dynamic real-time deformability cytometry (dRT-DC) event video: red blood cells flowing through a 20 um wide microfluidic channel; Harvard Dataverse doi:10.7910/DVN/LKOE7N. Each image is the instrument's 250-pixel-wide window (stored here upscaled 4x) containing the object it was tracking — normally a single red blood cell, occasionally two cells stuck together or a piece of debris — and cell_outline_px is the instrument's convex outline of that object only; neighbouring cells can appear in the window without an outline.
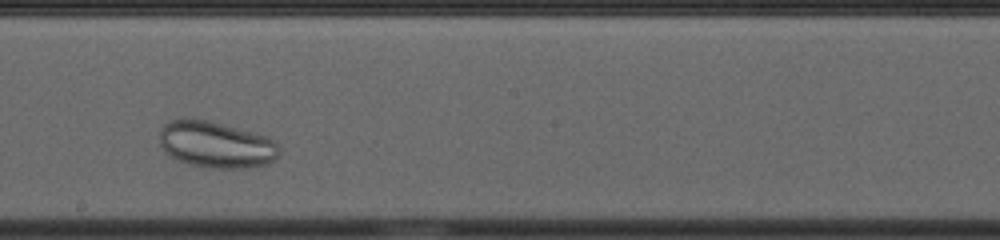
{"species": "common noctule bat (a hibernating species)", "species_latin": "Nyctalus noctula", "temperature_condition": "cold", "stored_images_in_passage": 31, "camera_frame_rate_fps": 3000, "um_per_image_px": 0.085, "animal": {"sex": "female", "body_mass_g": 23.0, "forearm_length_mm": 53.4}, "frame": {"image": 1, "passage_image": 18, "time_ms": 5.667, "image_size_px": [1000, 240], "cell_outline_px": [[280, 156], [268, 164], [248, 168], [212, 168], [188, 164], [164, 152], [160, 144], [160, 128], [168, 120], [184, 116], [192, 116], [208, 120], [268, 136], [280, 148]], "centroid_in_image_um": [18.35, 12.26], "position_along_channel_um": 229.9, "area_um2": 33.06}}
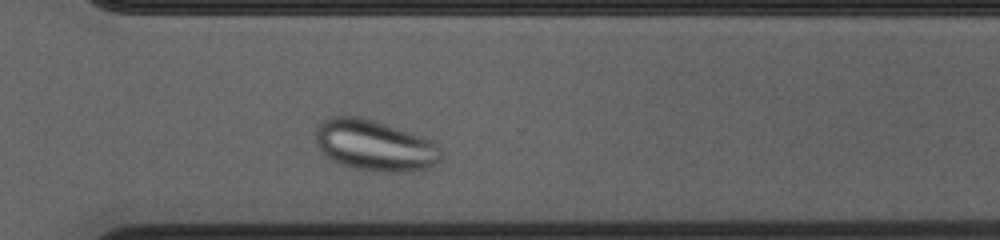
{"frame": {"image": 2, "passage_image": 27, "time_ms": 8.667, "image_size_px": [1000, 240], "cell_outline_px": [[440, 160], [428, 168], [412, 172], [376, 172], [352, 168], [340, 164], [332, 160], [316, 144], [312, 132], [328, 116], [360, 116], [424, 136], [432, 140], [440, 148]], "centroid_in_image_um": [31.83, 12.36], "position_along_channel_um": 338.8, "area_um2": 37.69}}
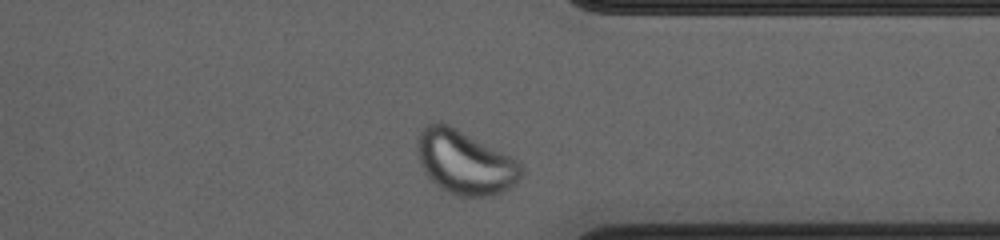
{"frame": {"image": 3, "passage_image": 30, "time_ms": 9.667, "image_size_px": [1000, 240], "cell_outline_px": [[524, 172], [520, 180], [516, 184], [504, 192], [496, 196], [460, 196], [448, 192], [440, 188], [424, 172], [420, 164], [416, 152], [416, 140], [424, 124], [440, 120], [456, 128], [516, 160], [520, 164]], "centroid_in_image_um": [39.48, 13.8], "position_along_channel_um": 371.9, "area_um2": 38.84}}